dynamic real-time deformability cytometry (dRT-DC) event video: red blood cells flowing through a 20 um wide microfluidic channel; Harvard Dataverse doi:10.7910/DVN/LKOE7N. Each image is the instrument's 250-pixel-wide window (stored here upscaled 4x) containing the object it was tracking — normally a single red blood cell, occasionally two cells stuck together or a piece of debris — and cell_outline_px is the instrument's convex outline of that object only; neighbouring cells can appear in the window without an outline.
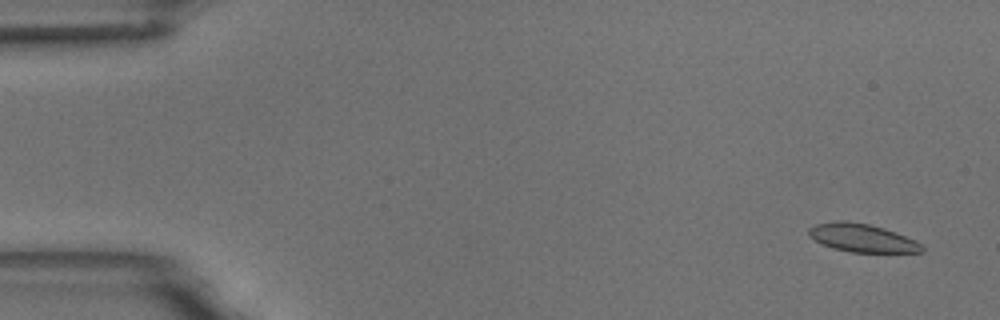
{"species": "common noctule bat (a hibernating species)", "species_latin": "Nyctalus noctula", "temperature_condition": "room temperature", "stored_images_in_passage": 6, "camera_frame_rate_fps": 3000, "um_per_image_px": 0.085, "animal": {"sex": "male", "body_mass_g": 18.8}, "frame": {"image": 1, "passage_image": 1, "time_ms": 0.0, "image_size_px": [1000, 320], "cell_outline_px": [[924, 252], [852, 252], [832, 248], [808, 236], [808, 228], [816, 224], [836, 220], [844, 220], [868, 224], [884, 228], [896, 232], [916, 240], [924, 244]], "centroid_in_image_um": [73.31, 20.22], "position_along_channel_um": 11.7, "area_um2": 18.67}}
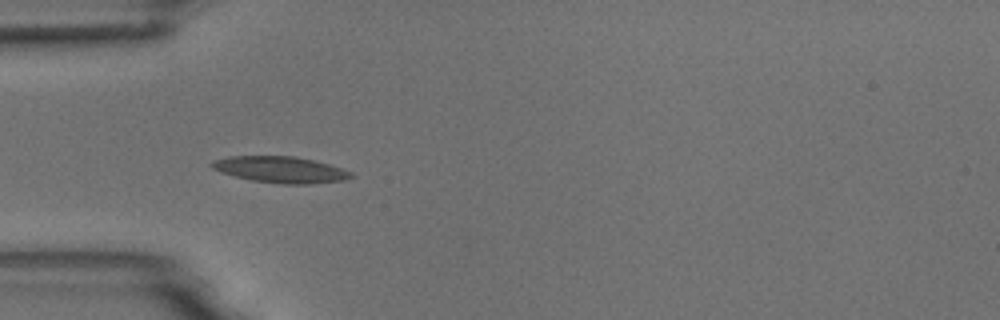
{"frame": {"image": 2, "passage_image": 5, "time_ms": 4.667, "image_size_px": [1000, 320], "cell_outline_px": [[356, 176], [344, 180], [312, 184], [284, 184], [252, 180], [220, 172], [212, 168], [208, 164], [212, 160], [228, 156], [296, 156], [328, 164], [352, 172]], "centroid_in_image_um": [23.83, 14.41], "position_along_channel_um": 61.2, "area_um2": 21.39}}